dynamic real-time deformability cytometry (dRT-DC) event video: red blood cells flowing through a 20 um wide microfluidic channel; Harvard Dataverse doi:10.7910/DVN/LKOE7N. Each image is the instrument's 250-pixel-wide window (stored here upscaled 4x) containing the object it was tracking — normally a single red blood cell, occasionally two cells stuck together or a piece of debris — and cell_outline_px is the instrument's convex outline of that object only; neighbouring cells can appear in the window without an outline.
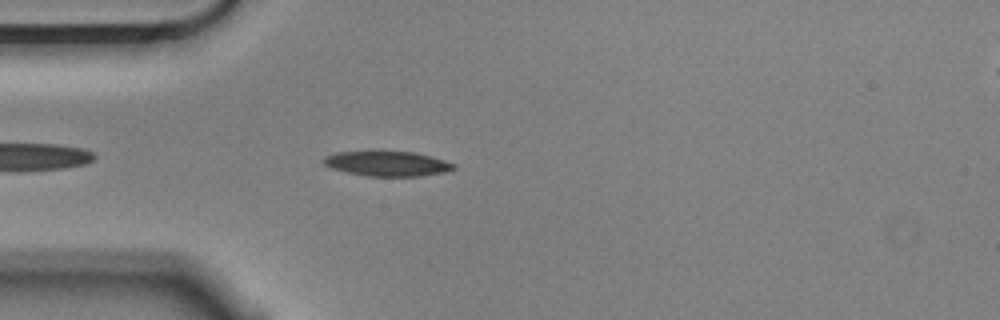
{"species": "Egyptian fruit bat (a non-hibernating species)", "species_latin": "Rousettus aegyptiacus", "temperature_condition": "cold", "stored_images_in_passage": 2, "camera_frame_rate_fps": 3000, "um_per_image_px": 0.085, "animal": {"sex": "male"}, "frame": {"image": 1, "passage_image": 2, "time_ms": 0.333, "image_size_px": [1000, 320], "cell_outline_px": [[456, 168], [444, 172], [420, 176], [368, 176], [348, 172], [332, 168], [324, 164], [320, 160], [324, 156], [336, 152], [372, 148], [376, 148], [412, 152], [432, 156], [456, 164]], "centroid_in_image_um": [32.85, 13.85], "position_along_channel_um": 52.1, "area_um2": 19.88}}